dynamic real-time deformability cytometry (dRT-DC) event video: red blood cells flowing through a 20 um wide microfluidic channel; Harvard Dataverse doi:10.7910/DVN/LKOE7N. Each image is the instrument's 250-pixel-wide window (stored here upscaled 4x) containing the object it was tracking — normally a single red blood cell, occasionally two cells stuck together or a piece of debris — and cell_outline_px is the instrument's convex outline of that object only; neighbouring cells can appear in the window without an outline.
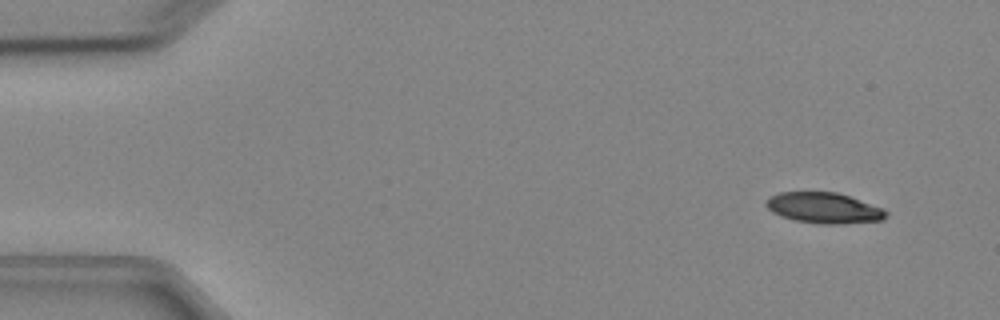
{"species": "Egyptian fruit bat (a non-hibernating species)", "species_latin": "Rousettus aegyptiacus", "temperature_condition": "cold", "stored_images_in_passage": 5, "segment_of_instrument_passage": [1, 2], "camera_frame_rate_fps": 3000, "um_per_image_px": 0.085, "animal": {"sex": "female"}, "frame": {"image": 1, "passage_image": 1, "time_ms": 0.0, "image_size_px": [1000, 320], "cell_outline_px": [[888, 216], [884, 220], [844, 224], [820, 224], [796, 220], [780, 216], [772, 212], [764, 204], [772, 196], [780, 192], [836, 192], [884, 208], [888, 212]], "centroid_in_image_um": [70.08, 17.69], "position_along_channel_um": 14.9, "area_um2": 21.5}}
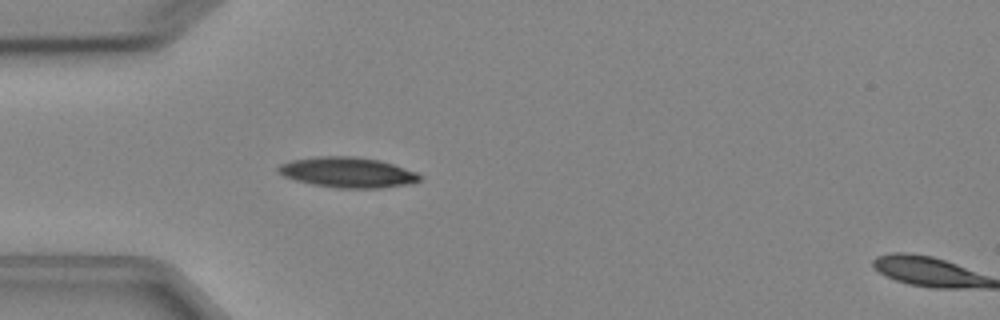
{"frame": {"image": 2, "passage_image": 4, "time_ms": 3.667, "image_size_px": [1000, 320], "cell_outline_px": [[420, 180], [408, 184], [380, 188], [336, 188], [312, 184], [296, 180], [284, 176], [276, 168], [280, 164], [292, 160], [316, 156], [356, 156], [380, 160], [416, 172], [420, 176]], "centroid_in_image_um": [29.53, 14.64], "position_along_channel_um": 55.5, "area_um2": 24.91}}